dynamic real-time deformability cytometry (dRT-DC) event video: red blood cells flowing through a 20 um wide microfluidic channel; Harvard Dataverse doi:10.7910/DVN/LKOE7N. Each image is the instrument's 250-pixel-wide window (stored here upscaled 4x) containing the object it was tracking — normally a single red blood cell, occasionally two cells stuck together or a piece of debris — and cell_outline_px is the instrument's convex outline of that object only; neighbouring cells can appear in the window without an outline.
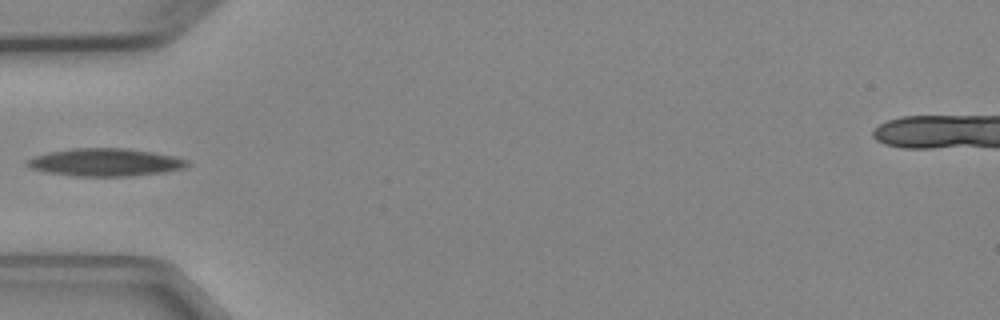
{"species": "Egyptian fruit bat (a non-hibernating species)", "species_latin": "Rousettus aegyptiacus", "temperature_condition": "cold", "stored_images_in_passage": 5, "camera_frame_rate_fps": 3000, "um_per_image_px": 0.085, "animal": {"sex": "female"}, "frame": {"image": 1, "passage_image": 4, "time_ms": 3.667, "image_size_px": [1000, 320], "cell_outline_px": [[192, 164], [184, 168], [164, 172], [132, 176], [72, 176], [44, 172], [32, 168], [24, 164], [24, 160], [48, 152], [72, 148], [128, 148], [176, 156], [188, 160]], "centroid_in_image_um": [8.95, 13.79], "position_along_channel_um": 76.0, "area_um2": 26.18}}